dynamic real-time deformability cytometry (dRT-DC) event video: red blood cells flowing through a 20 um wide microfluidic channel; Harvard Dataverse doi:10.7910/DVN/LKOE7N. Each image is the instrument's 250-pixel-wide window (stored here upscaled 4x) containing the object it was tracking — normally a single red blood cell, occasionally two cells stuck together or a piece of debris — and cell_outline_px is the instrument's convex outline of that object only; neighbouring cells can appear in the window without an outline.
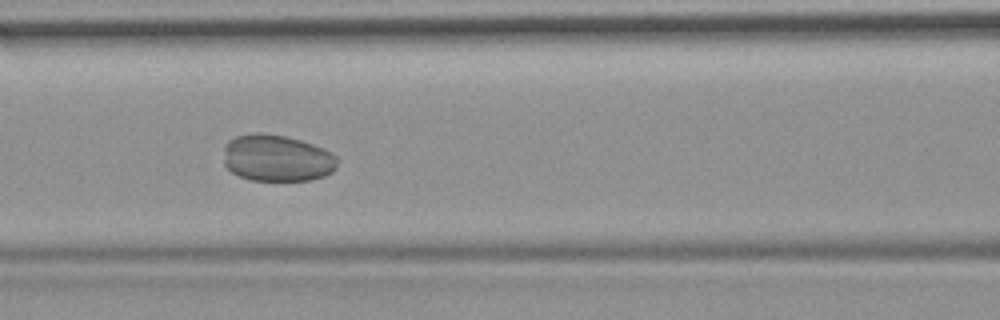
{"species": "common noctule bat (a hibernating species)", "species_latin": "Nyctalus noctula", "temperature_condition": "room temperature", "stored_images_in_passage": 9, "camera_frame_rate_fps": 3000, "um_per_image_px": 0.085, "animal": {"sex": "female", "body_mass_g": 19.9}, "frame": {"image": 1, "passage_image": 7, "time_ms": 7.0, "image_size_px": [1000, 320], "cell_outline_px": [[340, 160], [336, 168], [332, 172], [324, 176], [312, 180], [252, 180], [240, 176], [232, 172], [224, 164], [224, 148], [228, 140], [236, 136], [256, 132], [284, 136], [300, 140], [312, 144], [336, 156]], "centroid_in_image_um": [23.54, 13.44], "position_along_channel_um": 143.1, "area_um2": 30.92}}
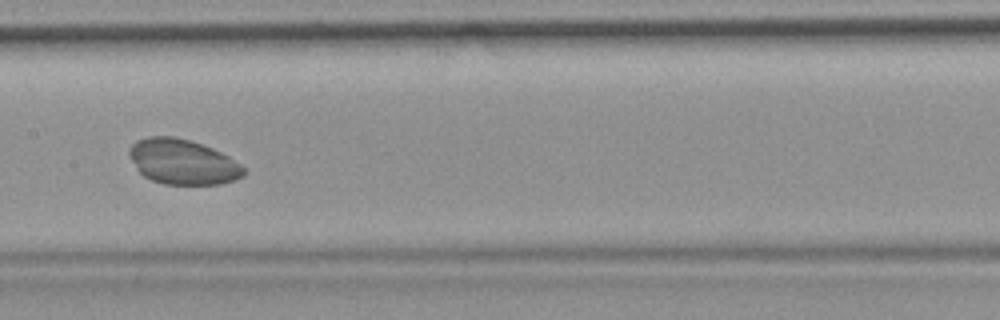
{"frame": {"image": 2, "passage_image": 8, "time_ms": 8.333, "image_size_px": [1000, 320], "cell_outline_px": [[248, 172], [244, 176], [236, 180], [220, 184], [164, 184], [152, 180], [144, 176], [136, 168], [128, 156], [128, 148], [136, 140], [148, 136], [176, 136], [212, 148], [228, 156], [240, 164]], "centroid_in_image_um": [15.52, 13.76], "position_along_channel_um": 191.9, "area_um2": 30.29}}